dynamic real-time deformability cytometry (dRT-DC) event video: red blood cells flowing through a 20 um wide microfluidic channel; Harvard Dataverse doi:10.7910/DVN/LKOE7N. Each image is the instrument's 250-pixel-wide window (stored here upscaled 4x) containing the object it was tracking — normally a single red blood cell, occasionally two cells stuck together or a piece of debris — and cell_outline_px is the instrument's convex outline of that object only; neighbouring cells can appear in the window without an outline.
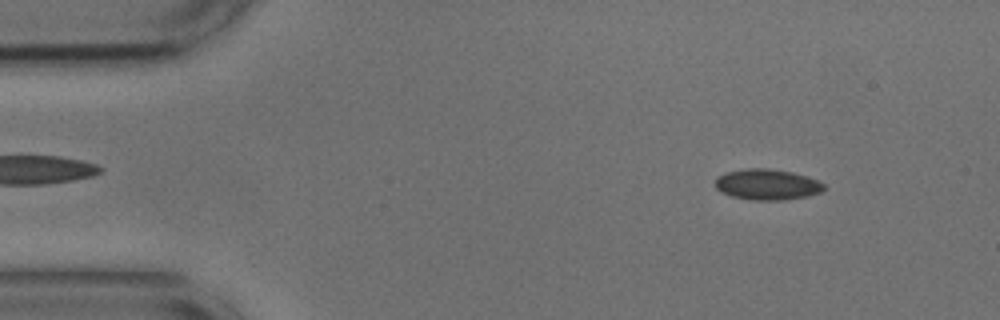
{"species": "common noctule bat (a hibernating species)", "species_latin": "Nyctalus noctula", "temperature_condition": "cold", "stored_images_in_passage": 53, "camera_frame_rate_fps": 3000, "um_per_image_px": 0.085, "animal": {"sex": "male", "body_mass_g": 17.9, "forearm_length_mm": 54.2}, "frame": {"image": 1, "passage_image": 5, "time_ms": 1.333, "image_size_px": [1000, 320], "cell_outline_px": [[824, 188], [820, 192], [804, 196], [784, 200], [752, 200], [732, 196], [720, 192], [716, 188], [716, 176], [728, 172], [748, 168], [768, 168], [792, 172], [816, 180], [824, 184]], "centroid_in_image_um": [65.16, 15.68], "position_along_channel_um": 19.8, "area_um2": 19.25}}
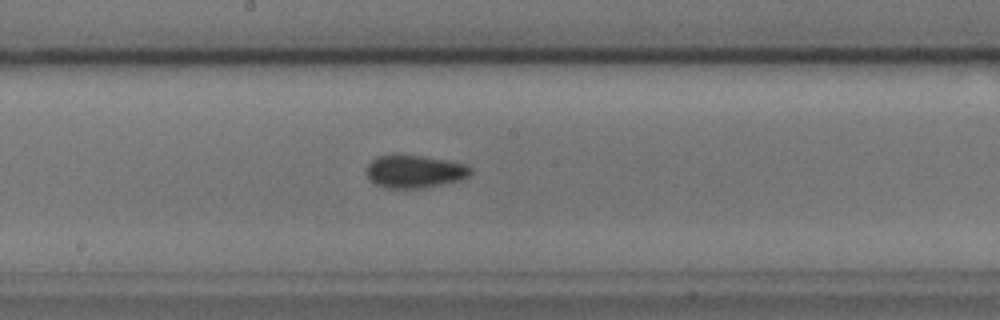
{"frame": {"image": 2, "passage_image": 27, "time_ms": 8.667, "image_size_px": [1000, 320], "cell_outline_px": [[472, 172], [468, 176], [460, 180], [420, 188], [388, 188], [376, 184], [368, 176], [368, 164], [376, 156], [400, 152], [448, 160], [468, 164], [472, 168]], "centroid_in_image_um": [35.26, 14.52], "position_along_channel_um": 212.9, "area_um2": 20.23}}
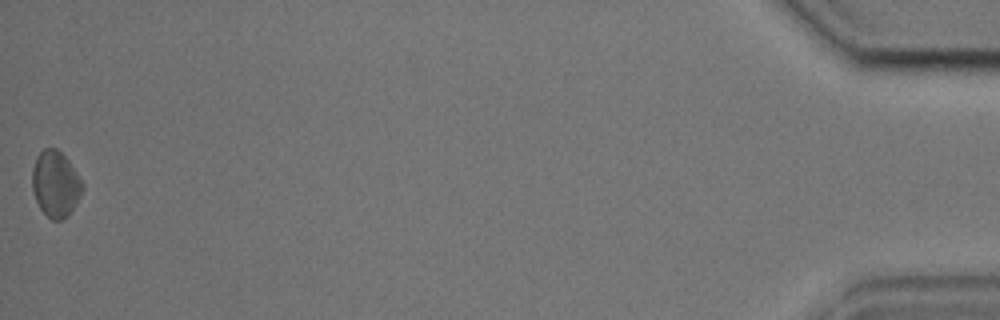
{"frame": {"image": 3, "passage_image": 53, "time_ms": 17.333, "image_size_px": [1000, 320], "cell_outline_px": [[84, 188], [80, 196], [68, 216], [60, 220], [52, 220], [40, 208], [36, 200], [32, 188], [32, 168], [36, 156], [44, 148], [56, 148], [68, 160], [84, 184]], "centroid_in_image_um": [4.71, 15.63], "position_along_channel_um": 430.5, "area_um2": 19.25}, "authors_computed_cell_mechanics": {"area_um2": 18.785, "velocity_mm_per_s": 3.6466, "shape_relaxation_time_tau1_ms": 2.4397, "shape_relaxation_time_tau2_ms": 11.1326, "deformation_change_tau1": 0.0516, "deformation_change_tau2": 0.1503}}